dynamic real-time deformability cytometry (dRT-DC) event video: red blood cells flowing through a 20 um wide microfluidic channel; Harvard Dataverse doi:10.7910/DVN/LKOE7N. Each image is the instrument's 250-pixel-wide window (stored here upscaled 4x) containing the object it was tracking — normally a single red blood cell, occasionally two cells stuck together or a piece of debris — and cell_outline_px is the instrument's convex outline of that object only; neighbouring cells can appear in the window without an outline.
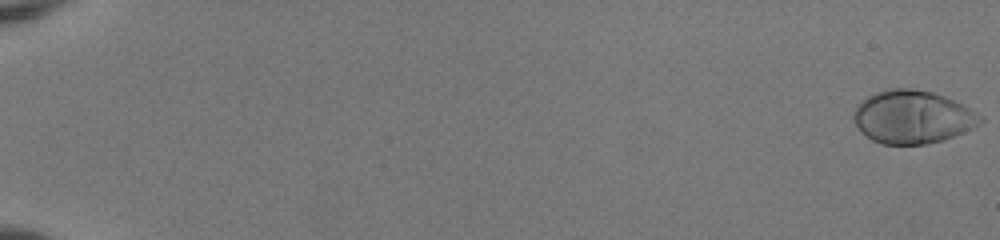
{"species": "human", "species_latin": "Homo sapiens", "temperature_condition": "room temperature", "stored_images_in_passage": 54, "camera_frame_rate_fps": 3000, "um_per_image_px": 0.085, "donor": {"sex": "female"}, "frame": {"image": 1, "passage_image": 1, "time_ms": 0.0, "image_size_px": [1000, 240], "cell_outline_px": [[984, 120], [980, 124], [972, 128], [944, 140], [924, 144], [880, 144], [864, 136], [860, 132], [852, 116], [856, 104], [868, 96], [876, 92], [888, 88], [912, 88], [932, 92], [944, 96], [968, 108], [980, 116]], "centroid_in_image_um": [77.5, 9.95], "position_along_channel_um": 7.5, "area_um2": 39.13}}
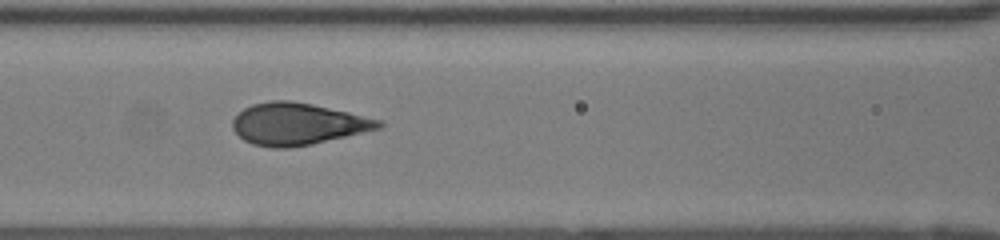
{"frame": {"image": 2, "passage_image": 27, "time_ms": 8.667, "image_size_px": [1000, 240], "cell_outline_px": [[384, 128], [312, 144], [288, 148], [272, 148], [252, 144], [244, 140], [232, 128], [232, 120], [244, 108], [252, 104], [268, 100], [288, 100], [312, 104], [348, 112], [380, 120], [384, 124]], "centroid_in_image_um": [25.3, 10.54], "position_along_channel_um": 141.3, "area_um2": 35.72}}
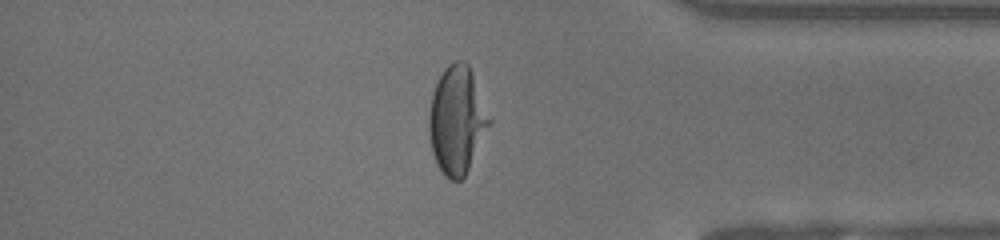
{"frame": {"image": 3, "passage_image": 47, "time_ms": 15.333, "image_size_px": [1000, 240], "cell_outline_px": [[492, 120], [464, 176], [460, 180], [448, 180], [444, 176], [436, 164], [432, 152], [428, 132], [428, 112], [432, 92], [444, 68], [448, 64], [456, 60], [464, 60], [468, 64], [472, 72]], "centroid_in_image_um": [38.81, 10.19], "position_along_channel_um": 396.4, "area_um2": 37.86}, "authors_computed_cell_mechanics": {"area_um2": 36.3851, "velocity_mm_per_s": 4.0338, "shape_relaxation_time_tau1_ms": 5.0885, "shape_relaxation_time_tau2_ms": null, "deformation_change_tau1": 0.2592, "deformation_change_tau2": null}}